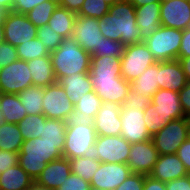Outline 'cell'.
<instances>
[{
  "instance_id": "obj_11",
  "label": "cell",
  "mask_w": 190,
  "mask_h": 190,
  "mask_svg": "<svg viewBox=\"0 0 190 190\" xmlns=\"http://www.w3.org/2000/svg\"><path fill=\"white\" fill-rule=\"evenodd\" d=\"M4 40L14 47L36 38L38 28L26 14L6 12L3 19Z\"/></svg>"
},
{
  "instance_id": "obj_29",
  "label": "cell",
  "mask_w": 190,
  "mask_h": 190,
  "mask_svg": "<svg viewBox=\"0 0 190 190\" xmlns=\"http://www.w3.org/2000/svg\"><path fill=\"white\" fill-rule=\"evenodd\" d=\"M101 106V98L96 94L95 90H91L74 104L73 118L93 122Z\"/></svg>"
},
{
  "instance_id": "obj_2",
  "label": "cell",
  "mask_w": 190,
  "mask_h": 190,
  "mask_svg": "<svg viewBox=\"0 0 190 190\" xmlns=\"http://www.w3.org/2000/svg\"><path fill=\"white\" fill-rule=\"evenodd\" d=\"M99 28L103 37L120 41L124 46L142 42L135 6L130 0H122L110 6L109 12L99 19Z\"/></svg>"
},
{
  "instance_id": "obj_55",
  "label": "cell",
  "mask_w": 190,
  "mask_h": 190,
  "mask_svg": "<svg viewBox=\"0 0 190 190\" xmlns=\"http://www.w3.org/2000/svg\"><path fill=\"white\" fill-rule=\"evenodd\" d=\"M135 7L143 6L148 3L161 2L162 0H130Z\"/></svg>"
},
{
  "instance_id": "obj_47",
  "label": "cell",
  "mask_w": 190,
  "mask_h": 190,
  "mask_svg": "<svg viewBox=\"0 0 190 190\" xmlns=\"http://www.w3.org/2000/svg\"><path fill=\"white\" fill-rule=\"evenodd\" d=\"M18 164V153L0 149V174Z\"/></svg>"
},
{
  "instance_id": "obj_32",
  "label": "cell",
  "mask_w": 190,
  "mask_h": 190,
  "mask_svg": "<svg viewBox=\"0 0 190 190\" xmlns=\"http://www.w3.org/2000/svg\"><path fill=\"white\" fill-rule=\"evenodd\" d=\"M27 115L43 114V87L32 85L18 94Z\"/></svg>"
},
{
  "instance_id": "obj_62",
  "label": "cell",
  "mask_w": 190,
  "mask_h": 190,
  "mask_svg": "<svg viewBox=\"0 0 190 190\" xmlns=\"http://www.w3.org/2000/svg\"><path fill=\"white\" fill-rule=\"evenodd\" d=\"M3 122H4V120H3L2 112H1V110H0V125H1Z\"/></svg>"
},
{
  "instance_id": "obj_56",
  "label": "cell",
  "mask_w": 190,
  "mask_h": 190,
  "mask_svg": "<svg viewBox=\"0 0 190 190\" xmlns=\"http://www.w3.org/2000/svg\"><path fill=\"white\" fill-rule=\"evenodd\" d=\"M13 0H0V7L3 8L6 12L11 11Z\"/></svg>"
},
{
  "instance_id": "obj_39",
  "label": "cell",
  "mask_w": 190,
  "mask_h": 190,
  "mask_svg": "<svg viewBox=\"0 0 190 190\" xmlns=\"http://www.w3.org/2000/svg\"><path fill=\"white\" fill-rule=\"evenodd\" d=\"M36 37L42 41L50 53L56 50L64 40L61 35L51 29L48 23L38 28Z\"/></svg>"
},
{
  "instance_id": "obj_37",
  "label": "cell",
  "mask_w": 190,
  "mask_h": 190,
  "mask_svg": "<svg viewBox=\"0 0 190 190\" xmlns=\"http://www.w3.org/2000/svg\"><path fill=\"white\" fill-rule=\"evenodd\" d=\"M67 124L68 121L47 118L39 137L50 141H65Z\"/></svg>"
},
{
  "instance_id": "obj_5",
  "label": "cell",
  "mask_w": 190,
  "mask_h": 190,
  "mask_svg": "<svg viewBox=\"0 0 190 190\" xmlns=\"http://www.w3.org/2000/svg\"><path fill=\"white\" fill-rule=\"evenodd\" d=\"M97 138L91 121L72 118L68 121L63 148V157L76 159L92 155Z\"/></svg>"
},
{
  "instance_id": "obj_42",
  "label": "cell",
  "mask_w": 190,
  "mask_h": 190,
  "mask_svg": "<svg viewBox=\"0 0 190 190\" xmlns=\"http://www.w3.org/2000/svg\"><path fill=\"white\" fill-rule=\"evenodd\" d=\"M150 103L151 97L142 94L139 95L130 89L127 94L126 100L123 103V106L127 109L135 108L139 110H144Z\"/></svg>"
},
{
  "instance_id": "obj_61",
  "label": "cell",
  "mask_w": 190,
  "mask_h": 190,
  "mask_svg": "<svg viewBox=\"0 0 190 190\" xmlns=\"http://www.w3.org/2000/svg\"><path fill=\"white\" fill-rule=\"evenodd\" d=\"M187 139L190 140V117H188Z\"/></svg>"
},
{
  "instance_id": "obj_18",
  "label": "cell",
  "mask_w": 190,
  "mask_h": 190,
  "mask_svg": "<svg viewBox=\"0 0 190 190\" xmlns=\"http://www.w3.org/2000/svg\"><path fill=\"white\" fill-rule=\"evenodd\" d=\"M121 106L118 103L102 101V106L93 120L97 136L121 135Z\"/></svg>"
},
{
  "instance_id": "obj_59",
  "label": "cell",
  "mask_w": 190,
  "mask_h": 190,
  "mask_svg": "<svg viewBox=\"0 0 190 190\" xmlns=\"http://www.w3.org/2000/svg\"><path fill=\"white\" fill-rule=\"evenodd\" d=\"M6 11L0 7V21H3Z\"/></svg>"
},
{
  "instance_id": "obj_13",
  "label": "cell",
  "mask_w": 190,
  "mask_h": 190,
  "mask_svg": "<svg viewBox=\"0 0 190 190\" xmlns=\"http://www.w3.org/2000/svg\"><path fill=\"white\" fill-rule=\"evenodd\" d=\"M131 173L128 164L101 162L90 181V187L100 190H115Z\"/></svg>"
},
{
  "instance_id": "obj_23",
  "label": "cell",
  "mask_w": 190,
  "mask_h": 190,
  "mask_svg": "<svg viewBox=\"0 0 190 190\" xmlns=\"http://www.w3.org/2000/svg\"><path fill=\"white\" fill-rule=\"evenodd\" d=\"M160 4L161 2H154L135 7L136 22L141 30L142 42L148 39L161 26Z\"/></svg>"
},
{
  "instance_id": "obj_40",
  "label": "cell",
  "mask_w": 190,
  "mask_h": 190,
  "mask_svg": "<svg viewBox=\"0 0 190 190\" xmlns=\"http://www.w3.org/2000/svg\"><path fill=\"white\" fill-rule=\"evenodd\" d=\"M124 45L120 41H113L106 37L101 38L99 48H96L91 56H114L121 57L124 50Z\"/></svg>"
},
{
  "instance_id": "obj_3",
  "label": "cell",
  "mask_w": 190,
  "mask_h": 190,
  "mask_svg": "<svg viewBox=\"0 0 190 190\" xmlns=\"http://www.w3.org/2000/svg\"><path fill=\"white\" fill-rule=\"evenodd\" d=\"M64 142L40 137L25 140L18 153V164L36 180L47 163L63 157Z\"/></svg>"
},
{
  "instance_id": "obj_53",
  "label": "cell",
  "mask_w": 190,
  "mask_h": 190,
  "mask_svg": "<svg viewBox=\"0 0 190 190\" xmlns=\"http://www.w3.org/2000/svg\"><path fill=\"white\" fill-rule=\"evenodd\" d=\"M84 0H61L59 5L61 7L67 8L69 11L78 14L82 8Z\"/></svg>"
},
{
  "instance_id": "obj_19",
  "label": "cell",
  "mask_w": 190,
  "mask_h": 190,
  "mask_svg": "<svg viewBox=\"0 0 190 190\" xmlns=\"http://www.w3.org/2000/svg\"><path fill=\"white\" fill-rule=\"evenodd\" d=\"M151 103L166 123L185 117L179 98V92L158 89L151 98Z\"/></svg>"
},
{
  "instance_id": "obj_46",
  "label": "cell",
  "mask_w": 190,
  "mask_h": 190,
  "mask_svg": "<svg viewBox=\"0 0 190 190\" xmlns=\"http://www.w3.org/2000/svg\"><path fill=\"white\" fill-rule=\"evenodd\" d=\"M44 1L45 0H13L11 11L19 14H26Z\"/></svg>"
},
{
  "instance_id": "obj_43",
  "label": "cell",
  "mask_w": 190,
  "mask_h": 190,
  "mask_svg": "<svg viewBox=\"0 0 190 190\" xmlns=\"http://www.w3.org/2000/svg\"><path fill=\"white\" fill-rule=\"evenodd\" d=\"M19 60L16 47L12 46L8 42L0 44V69L8 66L14 61Z\"/></svg>"
},
{
  "instance_id": "obj_7",
  "label": "cell",
  "mask_w": 190,
  "mask_h": 190,
  "mask_svg": "<svg viewBox=\"0 0 190 190\" xmlns=\"http://www.w3.org/2000/svg\"><path fill=\"white\" fill-rule=\"evenodd\" d=\"M120 58L121 76L129 83L157 62L144 42L125 46Z\"/></svg>"
},
{
  "instance_id": "obj_58",
  "label": "cell",
  "mask_w": 190,
  "mask_h": 190,
  "mask_svg": "<svg viewBox=\"0 0 190 190\" xmlns=\"http://www.w3.org/2000/svg\"><path fill=\"white\" fill-rule=\"evenodd\" d=\"M29 190H48V189L37 186L34 184Z\"/></svg>"
},
{
  "instance_id": "obj_20",
  "label": "cell",
  "mask_w": 190,
  "mask_h": 190,
  "mask_svg": "<svg viewBox=\"0 0 190 190\" xmlns=\"http://www.w3.org/2000/svg\"><path fill=\"white\" fill-rule=\"evenodd\" d=\"M70 174V161L69 159L62 157L46 164V167L38 178H36L35 185L48 190H56Z\"/></svg>"
},
{
  "instance_id": "obj_60",
  "label": "cell",
  "mask_w": 190,
  "mask_h": 190,
  "mask_svg": "<svg viewBox=\"0 0 190 190\" xmlns=\"http://www.w3.org/2000/svg\"><path fill=\"white\" fill-rule=\"evenodd\" d=\"M105 1L107 4H109L110 6H112L113 4L119 2V1H122V0H103Z\"/></svg>"
},
{
  "instance_id": "obj_57",
  "label": "cell",
  "mask_w": 190,
  "mask_h": 190,
  "mask_svg": "<svg viewBox=\"0 0 190 190\" xmlns=\"http://www.w3.org/2000/svg\"><path fill=\"white\" fill-rule=\"evenodd\" d=\"M4 40V29H3V21H0V44L3 43Z\"/></svg>"
},
{
  "instance_id": "obj_48",
  "label": "cell",
  "mask_w": 190,
  "mask_h": 190,
  "mask_svg": "<svg viewBox=\"0 0 190 190\" xmlns=\"http://www.w3.org/2000/svg\"><path fill=\"white\" fill-rule=\"evenodd\" d=\"M176 154L178 155L181 162L184 164L188 174H190V140L186 139L179 146Z\"/></svg>"
},
{
  "instance_id": "obj_14",
  "label": "cell",
  "mask_w": 190,
  "mask_h": 190,
  "mask_svg": "<svg viewBox=\"0 0 190 190\" xmlns=\"http://www.w3.org/2000/svg\"><path fill=\"white\" fill-rule=\"evenodd\" d=\"M120 117L121 136L130 144L148 141L152 138L144 122V110L127 109L122 105Z\"/></svg>"
},
{
  "instance_id": "obj_28",
  "label": "cell",
  "mask_w": 190,
  "mask_h": 190,
  "mask_svg": "<svg viewBox=\"0 0 190 190\" xmlns=\"http://www.w3.org/2000/svg\"><path fill=\"white\" fill-rule=\"evenodd\" d=\"M130 89L139 95H147L152 98L159 89L158 62L149 66L137 79L131 81Z\"/></svg>"
},
{
  "instance_id": "obj_4",
  "label": "cell",
  "mask_w": 190,
  "mask_h": 190,
  "mask_svg": "<svg viewBox=\"0 0 190 190\" xmlns=\"http://www.w3.org/2000/svg\"><path fill=\"white\" fill-rule=\"evenodd\" d=\"M50 55L56 81L75 73H89L91 54L72 38L64 39Z\"/></svg>"
},
{
  "instance_id": "obj_63",
  "label": "cell",
  "mask_w": 190,
  "mask_h": 190,
  "mask_svg": "<svg viewBox=\"0 0 190 190\" xmlns=\"http://www.w3.org/2000/svg\"><path fill=\"white\" fill-rule=\"evenodd\" d=\"M53 1H56L58 4L61 2V0H53Z\"/></svg>"
},
{
  "instance_id": "obj_51",
  "label": "cell",
  "mask_w": 190,
  "mask_h": 190,
  "mask_svg": "<svg viewBox=\"0 0 190 190\" xmlns=\"http://www.w3.org/2000/svg\"><path fill=\"white\" fill-rule=\"evenodd\" d=\"M178 57H190V27L182 31Z\"/></svg>"
},
{
  "instance_id": "obj_22",
  "label": "cell",
  "mask_w": 190,
  "mask_h": 190,
  "mask_svg": "<svg viewBox=\"0 0 190 190\" xmlns=\"http://www.w3.org/2000/svg\"><path fill=\"white\" fill-rule=\"evenodd\" d=\"M186 175L188 172L177 154L159 155L152 172L149 174L150 177L164 183Z\"/></svg>"
},
{
  "instance_id": "obj_1",
  "label": "cell",
  "mask_w": 190,
  "mask_h": 190,
  "mask_svg": "<svg viewBox=\"0 0 190 190\" xmlns=\"http://www.w3.org/2000/svg\"><path fill=\"white\" fill-rule=\"evenodd\" d=\"M89 76L93 90L102 101L123 105L130 83L121 76L120 57L91 56Z\"/></svg>"
},
{
  "instance_id": "obj_33",
  "label": "cell",
  "mask_w": 190,
  "mask_h": 190,
  "mask_svg": "<svg viewBox=\"0 0 190 190\" xmlns=\"http://www.w3.org/2000/svg\"><path fill=\"white\" fill-rule=\"evenodd\" d=\"M71 172L83 178L86 182L91 181L100 163L93 155L69 159Z\"/></svg>"
},
{
  "instance_id": "obj_34",
  "label": "cell",
  "mask_w": 190,
  "mask_h": 190,
  "mask_svg": "<svg viewBox=\"0 0 190 190\" xmlns=\"http://www.w3.org/2000/svg\"><path fill=\"white\" fill-rule=\"evenodd\" d=\"M47 117L44 114L26 115L17 126L25 140L38 138L42 134L43 126Z\"/></svg>"
},
{
  "instance_id": "obj_17",
  "label": "cell",
  "mask_w": 190,
  "mask_h": 190,
  "mask_svg": "<svg viewBox=\"0 0 190 190\" xmlns=\"http://www.w3.org/2000/svg\"><path fill=\"white\" fill-rule=\"evenodd\" d=\"M159 157L152 140L131 144L128 166L132 173L149 175Z\"/></svg>"
},
{
  "instance_id": "obj_21",
  "label": "cell",
  "mask_w": 190,
  "mask_h": 190,
  "mask_svg": "<svg viewBox=\"0 0 190 190\" xmlns=\"http://www.w3.org/2000/svg\"><path fill=\"white\" fill-rule=\"evenodd\" d=\"M187 82L178 59L158 62L159 89L179 92Z\"/></svg>"
},
{
  "instance_id": "obj_9",
  "label": "cell",
  "mask_w": 190,
  "mask_h": 190,
  "mask_svg": "<svg viewBox=\"0 0 190 190\" xmlns=\"http://www.w3.org/2000/svg\"><path fill=\"white\" fill-rule=\"evenodd\" d=\"M188 117L168 122L151 138L159 155L176 154L187 139Z\"/></svg>"
},
{
  "instance_id": "obj_26",
  "label": "cell",
  "mask_w": 190,
  "mask_h": 190,
  "mask_svg": "<svg viewBox=\"0 0 190 190\" xmlns=\"http://www.w3.org/2000/svg\"><path fill=\"white\" fill-rule=\"evenodd\" d=\"M35 180L17 164L0 174V190H29Z\"/></svg>"
},
{
  "instance_id": "obj_54",
  "label": "cell",
  "mask_w": 190,
  "mask_h": 190,
  "mask_svg": "<svg viewBox=\"0 0 190 190\" xmlns=\"http://www.w3.org/2000/svg\"><path fill=\"white\" fill-rule=\"evenodd\" d=\"M180 65L184 74L186 75V79L190 82V57H178Z\"/></svg>"
},
{
  "instance_id": "obj_6",
  "label": "cell",
  "mask_w": 190,
  "mask_h": 190,
  "mask_svg": "<svg viewBox=\"0 0 190 190\" xmlns=\"http://www.w3.org/2000/svg\"><path fill=\"white\" fill-rule=\"evenodd\" d=\"M182 30L160 26L144 41L157 62L178 59Z\"/></svg>"
},
{
  "instance_id": "obj_31",
  "label": "cell",
  "mask_w": 190,
  "mask_h": 190,
  "mask_svg": "<svg viewBox=\"0 0 190 190\" xmlns=\"http://www.w3.org/2000/svg\"><path fill=\"white\" fill-rule=\"evenodd\" d=\"M24 139L17 124L3 122L0 125V149L19 153Z\"/></svg>"
},
{
  "instance_id": "obj_27",
  "label": "cell",
  "mask_w": 190,
  "mask_h": 190,
  "mask_svg": "<svg viewBox=\"0 0 190 190\" xmlns=\"http://www.w3.org/2000/svg\"><path fill=\"white\" fill-rule=\"evenodd\" d=\"M76 13L69 11L67 8L60 5L54 10L48 25L51 29L61 35L64 39L71 38L74 22L76 20Z\"/></svg>"
},
{
  "instance_id": "obj_38",
  "label": "cell",
  "mask_w": 190,
  "mask_h": 190,
  "mask_svg": "<svg viewBox=\"0 0 190 190\" xmlns=\"http://www.w3.org/2000/svg\"><path fill=\"white\" fill-rule=\"evenodd\" d=\"M110 10V5L103 0H84L83 6L77 15L101 19Z\"/></svg>"
},
{
  "instance_id": "obj_35",
  "label": "cell",
  "mask_w": 190,
  "mask_h": 190,
  "mask_svg": "<svg viewBox=\"0 0 190 190\" xmlns=\"http://www.w3.org/2000/svg\"><path fill=\"white\" fill-rule=\"evenodd\" d=\"M59 4L53 0H45L26 13L27 18L37 27L47 24Z\"/></svg>"
},
{
  "instance_id": "obj_50",
  "label": "cell",
  "mask_w": 190,
  "mask_h": 190,
  "mask_svg": "<svg viewBox=\"0 0 190 190\" xmlns=\"http://www.w3.org/2000/svg\"><path fill=\"white\" fill-rule=\"evenodd\" d=\"M166 190H190V174L165 183Z\"/></svg>"
},
{
  "instance_id": "obj_41",
  "label": "cell",
  "mask_w": 190,
  "mask_h": 190,
  "mask_svg": "<svg viewBox=\"0 0 190 190\" xmlns=\"http://www.w3.org/2000/svg\"><path fill=\"white\" fill-rule=\"evenodd\" d=\"M144 122L151 136L156 134L167 123L158 114L152 103L144 109Z\"/></svg>"
},
{
  "instance_id": "obj_36",
  "label": "cell",
  "mask_w": 190,
  "mask_h": 190,
  "mask_svg": "<svg viewBox=\"0 0 190 190\" xmlns=\"http://www.w3.org/2000/svg\"><path fill=\"white\" fill-rule=\"evenodd\" d=\"M17 54L20 60L30 61L38 57L50 55V52L45 48L44 44L37 37L22 43L16 47Z\"/></svg>"
},
{
  "instance_id": "obj_12",
  "label": "cell",
  "mask_w": 190,
  "mask_h": 190,
  "mask_svg": "<svg viewBox=\"0 0 190 190\" xmlns=\"http://www.w3.org/2000/svg\"><path fill=\"white\" fill-rule=\"evenodd\" d=\"M32 85V76L26 61L19 59L0 69V93L19 94Z\"/></svg>"
},
{
  "instance_id": "obj_64",
  "label": "cell",
  "mask_w": 190,
  "mask_h": 190,
  "mask_svg": "<svg viewBox=\"0 0 190 190\" xmlns=\"http://www.w3.org/2000/svg\"><path fill=\"white\" fill-rule=\"evenodd\" d=\"M89 190H100V189L90 188Z\"/></svg>"
},
{
  "instance_id": "obj_15",
  "label": "cell",
  "mask_w": 190,
  "mask_h": 190,
  "mask_svg": "<svg viewBox=\"0 0 190 190\" xmlns=\"http://www.w3.org/2000/svg\"><path fill=\"white\" fill-rule=\"evenodd\" d=\"M71 38L86 52L92 54L96 48H99L101 38H103L99 19L77 15Z\"/></svg>"
},
{
  "instance_id": "obj_49",
  "label": "cell",
  "mask_w": 190,
  "mask_h": 190,
  "mask_svg": "<svg viewBox=\"0 0 190 190\" xmlns=\"http://www.w3.org/2000/svg\"><path fill=\"white\" fill-rule=\"evenodd\" d=\"M179 98L185 117H190V82L179 91Z\"/></svg>"
},
{
  "instance_id": "obj_25",
  "label": "cell",
  "mask_w": 190,
  "mask_h": 190,
  "mask_svg": "<svg viewBox=\"0 0 190 190\" xmlns=\"http://www.w3.org/2000/svg\"><path fill=\"white\" fill-rule=\"evenodd\" d=\"M27 65L30 69L33 85L45 88L57 82L52 66L51 55L27 61Z\"/></svg>"
},
{
  "instance_id": "obj_45",
  "label": "cell",
  "mask_w": 190,
  "mask_h": 190,
  "mask_svg": "<svg viewBox=\"0 0 190 190\" xmlns=\"http://www.w3.org/2000/svg\"><path fill=\"white\" fill-rule=\"evenodd\" d=\"M144 174L131 173L115 190H143Z\"/></svg>"
},
{
  "instance_id": "obj_8",
  "label": "cell",
  "mask_w": 190,
  "mask_h": 190,
  "mask_svg": "<svg viewBox=\"0 0 190 190\" xmlns=\"http://www.w3.org/2000/svg\"><path fill=\"white\" fill-rule=\"evenodd\" d=\"M42 101L43 114L47 118L62 121L73 118L74 104L58 82L43 88Z\"/></svg>"
},
{
  "instance_id": "obj_16",
  "label": "cell",
  "mask_w": 190,
  "mask_h": 190,
  "mask_svg": "<svg viewBox=\"0 0 190 190\" xmlns=\"http://www.w3.org/2000/svg\"><path fill=\"white\" fill-rule=\"evenodd\" d=\"M161 26L185 30L190 27L189 0H162L160 4Z\"/></svg>"
},
{
  "instance_id": "obj_10",
  "label": "cell",
  "mask_w": 190,
  "mask_h": 190,
  "mask_svg": "<svg viewBox=\"0 0 190 190\" xmlns=\"http://www.w3.org/2000/svg\"><path fill=\"white\" fill-rule=\"evenodd\" d=\"M130 149L131 144L121 135L97 136L92 155L99 162L127 164Z\"/></svg>"
},
{
  "instance_id": "obj_24",
  "label": "cell",
  "mask_w": 190,
  "mask_h": 190,
  "mask_svg": "<svg viewBox=\"0 0 190 190\" xmlns=\"http://www.w3.org/2000/svg\"><path fill=\"white\" fill-rule=\"evenodd\" d=\"M57 82L63 87L73 104H76L84 94L93 90L89 73L71 74L60 78Z\"/></svg>"
},
{
  "instance_id": "obj_44",
  "label": "cell",
  "mask_w": 190,
  "mask_h": 190,
  "mask_svg": "<svg viewBox=\"0 0 190 190\" xmlns=\"http://www.w3.org/2000/svg\"><path fill=\"white\" fill-rule=\"evenodd\" d=\"M90 188L89 182H86L83 178L71 172L62 185L56 190H89Z\"/></svg>"
},
{
  "instance_id": "obj_52",
  "label": "cell",
  "mask_w": 190,
  "mask_h": 190,
  "mask_svg": "<svg viewBox=\"0 0 190 190\" xmlns=\"http://www.w3.org/2000/svg\"><path fill=\"white\" fill-rule=\"evenodd\" d=\"M143 190H166V186L164 182L145 175Z\"/></svg>"
},
{
  "instance_id": "obj_30",
  "label": "cell",
  "mask_w": 190,
  "mask_h": 190,
  "mask_svg": "<svg viewBox=\"0 0 190 190\" xmlns=\"http://www.w3.org/2000/svg\"><path fill=\"white\" fill-rule=\"evenodd\" d=\"M0 110L6 123L17 124L27 115L18 94L0 93Z\"/></svg>"
}]
</instances>
